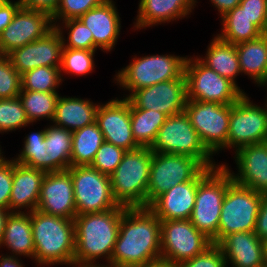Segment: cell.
Listing matches in <instances>:
<instances>
[{"instance_id":"cell-14","label":"cell","mask_w":267,"mask_h":267,"mask_svg":"<svg viewBox=\"0 0 267 267\" xmlns=\"http://www.w3.org/2000/svg\"><path fill=\"white\" fill-rule=\"evenodd\" d=\"M267 142V104H253L246 93L231 107L227 148Z\"/></svg>"},{"instance_id":"cell-16","label":"cell","mask_w":267,"mask_h":267,"mask_svg":"<svg viewBox=\"0 0 267 267\" xmlns=\"http://www.w3.org/2000/svg\"><path fill=\"white\" fill-rule=\"evenodd\" d=\"M54 28L49 13L21 7L11 23L0 33V55L43 38Z\"/></svg>"},{"instance_id":"cell-57","label":"cell","mask_w":267,"mask_h":267,"mask_svg":"<svg viewBox=\"0 0 267 267\" xmlns=\"http://www.w3.org/2000/svg\"><path fill=\"white\" fill-rule=\"evenodd\" d=\"M265 33L267 34V23H266Z\"/></svg>"},{"instance_id":"cell-45","label":"cell","mask_w":267,"mask_h":267,"mask_svg":"<svg viewBox=\"0 0 267 267\" xmlns=\"http://www.w3.org/2000/svg\"><path fill=\"white\" fill-rule=\"evenodd\" d=\"M0 160V208L9 209V201L13 182V159Z\"/></svg>"},{"instance_id":"cell-54","label":"cell","mask_w":267,"mask_h":267,"mask_svg":"<svg viewBox=\"0 0 267 267\" xmlns=\"http://www.w3.org/2000/svg\"><path fill=\"white\" fill-rule=\"evenodd\" d=\"M263 86L267 87V69H266V72H265L264 79L262 80V87Z\"/></svg>"},{"instance_id":"cell-46","label":"cell","mask_w":267,"mask_h":267,"mask_svg":"<svg viewBox=\"0 0 267 267\" xmlns=\"http://www.w3.org/2000/svg\"><path fill=\"white\" fill-rule=\"evenodd\" d=\"M254 233L263 242H267V193L262 195V201L259 208Z\"/></svg>"},{"instance_id":"cell-23","label":"cell","mask_w":267,"mask_h":267,"mask_svg":"<svg viewBox=\"0 0 267 267\" xmlns=\"http://www.w3.org/2000/svg\"><path fill=\"white\" fill-rule=\"evenodd\" d=\"M114 3L106 0L78 18L92 32L94 45L105 52L113 49L120 35L121 18Z\"/></svg>"},{"instance_id":"cell-49","label":"cell","mask_w":267,"mask_h":267,"mask_svg":"<svg viewBox=\"0 0 267 267\" xmlns=\"http://www.w3.org/2000/svg\"><path fill=\"white\" fill-rule=\"evenodd\" d=\"M214 4V7L218 10L221 17L232 10L234 7L238 6L241 0H210Z\"/></svg>"},{"instance_id":"cell-25","label":"cell","mask_w":267,"mask_h":267,"mask_svg":"<svg viewBox=\"0 0 267 267\" xmlns=\"http://www.w3.org/2000/svg\"><path fill=\"white\" fill-rule=\"evenodd\" d=\"M197 0H140L135 29L182 19L192 12Z\"/></svg>"},{"instance_id":"cell-37","label":"cell","mask_w":267,"mask_h":267,"mask_svg":"<svg viewBox=\"0 0 267 267\" xmlns=\"http://www.w3.org/2000/svg\"><path fill=\"white\" fill-rule=\"evenodd\" d=\"M96 50L72 49L63 47L60 73L71 75H87L94 69V54Z\"/></svg>"},{"instance_id":"cell-36","label":"cell","mask_w":267,"mask_h":267,"mask_svg":"<svg viewBox=\"0 0 267 267\" xmlns=\"http://www.w3.org/2000/svg\"><path fill=\"white\" fill-rule=\"evenodd\" d=\"M46 128L31 132L30 135L25 137L24 147L14 161L28 167L40 169L46 172Z\"/></svg>"},{"instance_id":"cell-9","label":"cell","mask_w":267,"mask_h":267,"mask_svg":"<svg viewBox=\"0 0 267 267\" xmlns=\"http://www.w3.org/2000/svg\"><path fill=\"white\" fill-rule=\"evenodd\" d=\"M187 100L210 101L224 105L237 102L245 93L232 81L204 65L196 56L186 59Z\"/></svg>"},{"instance_id":"cell-24","label":"cell","mask_w":267,"mask_h":267,"mask_svg":"<svg viewBox=\"0 0 267 267\" xmlns=\"http://www.w3.org/2000/svg\"><path fill=\"white\" fill-rule=\"evenodd\" d=\"M46 172L17 163L13 159V182L9 201L10 212H32L38 208L42 181ZM19 209V210H18Z\"/></svg>"},{"instance_id":"cell-28","label":"cell","mask_w":267,"mask_h":267,"mask_svg":"<svg viewBox=\"0 0 267 267\" xmlns=\"http://www.w3.org/2000/svg\"><path fill=\"white\" fill-rule=\"evenodd\" d=\"M199 57V60L207 67L213 69L220 76L236 84V77L241 73L238 53L236 46L232 43L223 41L217 35L210 42L206 57Z\"/></svg>"},{"instance_id":"cell-3","label":"cell","mask_w":267,"mask_h":267,"mask_svg":"<svg viewBox=\"0 0 267 267\" xmlns=\"http://www.w3.org/2000/svg\"><path fill=\"white\" fill-rule=\"evenodd\" d=\"M32 235L37 265H69L75 254L74 219L31 212Z\"/></svg>"},{"instance_id":"cell-55","label":"cell","mask_w":267,"mask_h":267,"mask_svg":"<svg viewBox=\"0 0 267 267\" xmlns=\"http://www.w3.org/2000/svg\"><path fill=\"white\" fill-rule=\"evenodd\" d=\"M1 146V145H0ZM2 150H1V148H0V160H2L4 157H3V155H2Z\"/></svg>"},{"instance_id":"cell-34","label":"cell","mask_w":267,"mask_h":267,"mask_svg":"<svg viewBox=\"0 0 267 267\" xmlns=\"http://www.w3.org/2000/svg\"><path fill=\"white\" fill-rule=\"evenodd\" d=\"M59 96L58 92L39 91H21L19 94L30 123L45 118L52 121Z\"/></svg>"},{"instance_id":"cell-10","label":"cell","mask_w":267,"mask_h":267,"mask_svg":"<svg viewBox=\"0 0 267 267\" xmlns=\"http://www.w3.org/2000/svg\"><path fill=\"white\" fill-rule=\"evenodd\" d=\"M77 215L117 208L111 190V178L90 165L70 166Z\"/></svg>"},{"instance_id":"cell-35","label":"cell","mask_w":267,"mask_h":267,"mask_svg":"<svg viewBox=\"0 0 267 267\" xmlns=\"http://www.w3.org/2000/svg\"><path fill=\"white\" fill-rule=\"evenodd\" d=\"M62 77L58 67L34 68L21 75L22 91L57 92Z\"/></svg>"},{"instance_id":"cell-32","label":"cell","mask_w":267,"mask_h":267,"mask_svg":"<svg viewBox=\"0 0 267 267\" xmlns=\"http://www.w3.org/2000/svg\"><path fill=\"white\" fill-rule=\"evenodd\" d=\"M97 122L72 132L71 166L91 165L104 142Z\"/></svg>"},{"instance_id":"cell-20","label":"cell","mask_w":267,"mask_h":267,"mask_svg":"<svg viewBox=\"0 0 267 267\" xmlns=\"http://www.w3.org/2000/svg\"><path fill=\"white\" fill-rule=\"evenodd\" d=\"M238 173L232 172L233 181L259 193H267V142L246 145L235 151ZM232 172V173H231Z\"/></svg>"},{"instance_id":"cell-53","label":"cell","mask_w":267,"mask_h":267,"mask_svg":"<svg viewBox=\"0 0 267 267\" xmlns=\"http://www.w3.org/2000/svg\"><path fill=\"white\" fill-rule=\"evenodd\" d=\"M134 267H177V265L171 264L169 262L166 261H157L151 264H147V265H141V266H134Z\"/></svg>"},{"instance_id":"cell-7","label":"cell","mask_w":267,"mask_h":267,"mask_svg":"<svg viewBox=\"0 0 267 267\" xmlns=\"http://www.w3.org/2000/svg\"><path fill=\"white\" fill-rule=\"evenodd\" d=\"M186 59L187 56L170 54L134 57L129 65L116 73L114 81L131 94L163 81L180 78L185 71Z\"/></svg>"},{"instance_id":"cell-18","label":"cell","mask_w":267,"mask_h":267,"mask_svg":"<svg viewBox=\"0 0 267 267\" xmlns=\"http://www.w3.org/2000/svg\"><path fill=\"white\" fill-rule=\"evenodd\" d=\"M96 122L105 142L131 151L141 147L134 139L131 129L130 103L126 98L113 99L100 104Z\"/></svg>"},{"instance_id":"cell-2","label":"cell","mask_w":267,"mask_h":267,"mask_svg":"<svg viewBox=\"0 0 267 267\" xmlns=\"http://www.w3.org/2000/svg\"><path fill=\"white\" fill-rule=\"evenodd\" d=\"M124 206L104 212L76 215L74 260L82 263H97L105 257L111 261L118 237Z\"/></svg>"},{"instance_id":"cell-22","label":"cell","mask_w":267,"mask_h":267,"mask_svg":"<svg viewBox=\"0 0 267 267\" xmlns=\"http://www.w3.org/2000/svg\"><path fill=\"white\" fill-rule=\"evenodd\" d=\"M198 175L159 195L148 208L160 221L190 219L195 205Z\"/></svg>"},{"instance_id":"cell-47","label":"cell","mask_w":267,"mask_h":267,"mask_svg":"<svg viewBox=\"0 0 267 267\" xmlns=\"http://www.w3.org/2000/svg\"><path fill=\"white\" fill-rule=\"evenodd\" d=\"M21 8L20 1H6L0 6V33L7 28L17 11Z\"/></svg>"},{"instance_id":"cell-38","label":"cell","mask_w":267,"mask_h":267,"mask_svg":"<svg viewBox=\"0 0 267 267\" xmlns=\"http://www.w3.org/2000/svg\"><path fill=\"white\" fill-rule=\"evenodd\" d=\"M30 124L18 97L0 99V133L18 130Z\"/></svg>"},{"instance_id":"cell-19","label":"cell","mask_w":267,"mask_h":267,"mask_svg":"<svg viewBox=\"0 0 267 267\" xmlns=\"http://www.w3.org/2000/svg\"><path fill=\"white\" fill-rule=\"evenodd\" d=\"M37 210L47 215L75 218L77 211L73 181L68 170L45 174Z\"/></svg>"},{"instance_id":"cell-40","label":"cell","mask_w":267,"mask_h":267,"mask_svg":"<svg viewBox=\"0 0 267 267\" xmlns=\"http://www.w3.org/2000/svg\"><path fill=\"white\" fill-rule=\"evenodd\" d=\"M21 91V74L6 55H0V99L18 97Z\"/></svg>"},{"instance_id":"cell-31","label":"cell","mask_w":267,"mask_h":267,"mask_svg":"<svg viewBox=\"0 0 267 267\" xmlns=\"http://www.w3.org/2000/svg\"><path fill=\"white\" fill-rule=\"evenodd\" d=\"M221 20L223 29L217 36L234 45L256 39L263 34L239 5L226 12Z\"/></svg>"},{"instance_id":"cell-52","label":"cell","mask_w":267,"mask_h":267,"mask_svg":"<svg viewBox=\"0 0 267 267\" xmlns=\"http://www.w3.org/2000/svg\"><path fill=\"white\" fill-rule=\"evenodd\" d=\"M70 266L72 265L73 267L78 266V267H111L109 264H99L98 263H82V262H77V261H73L71 264H69Z\"/></svg>"},{"instance_id":"cell-39","label":"cell","mask_w":267,"mask_h":267,"mask_svg":"<svg viewBox=\"0 0 267 267\" xmlns=\"http://www.w3.org/2000/svg\"><path fill=\"white\" fill-rule=\"evenodd\" d=\"M56 25V29L61 33L63 38V47L72 49H87V50H97L94 45L92 32L86 25H84L79 19H68L62 22L60 26ZM66 27L68 32V40L66 42V37L63 35V29ZM67 43V44H66Z\"/></svg>"},{"instance_id":"cell-21","label":"cell","mask_w":267,"mask_h":267,"mask_svg":"<svg viewBox=\"0 0 267 267\" xmlns=\"http://www.w3.org/2000/svg\"><path fill=\"white\" fill-rule=\"evenodd\" d=\"M218 245L231 267H267L266 243L254 232L231 233Z\"/></svg>"},{"instance_id":"cell-43","label":"cell","mask_w":267,"mask_h":267,"mask_svg":"<svg viewBox=\"0 0 267 267\" xmlns=\"http://www.w3.org/2000/svg\"><path fill=\"white\" fill-rule=\"evenodd\" d=\"M177 267H228L224 254L218 244H212L204 252L185 260Z\"/></svg>"},{"instance_id":"cell-30","label":"cell","mask_w":267,"mask_h":267,"mask_svg":"<svg viewBox=\"0 0 267 267\" xmlns=\"http://www.w3.org/2000/svg\"><path fill=\"white\" fill-rule=\"evenodd\" d=\"M46 173L71 166L72 131L55 125L46 127Z\"/></svg>"},{"instance_id":"cell-44","label":"cell","mask_w":267,"mask_h":267,"mask_svg":"<svg viewBox=\"0 0 267 267\" xmlns=\"http://www.w3.org/2000/svg\"><path fill=\"white\" fill-rule=\"evenodd\" d=\"M239 6L263 33L267 23V0H241Z\"/></svg>"},{"instance_id":"cell-29","label":"cell","mask_w":267,"mask_h":267,"mask_svg":"<svg viewBox=\"0 0 267 267\" xmlns=\"http://www.w3.org/2000/svg\"><path fill=\"white\" fill-rule=\"evenodd\" d=\"M235 46L241 74L248 75L251 80H254L255 84L262 86V80L267 69V34L263 33L256 39Z\"/></svg>"},{"instance_id":"cell-6","label":"cell","mask_w":267,"mask_h":267,"mask_svg":"<svg viewBox=\"0 0 267 267\" xmlns=\"http://www.w3.org/2000/svg\"><path fill=\"white\" fill-rule=\"evenodd\" d=\"M149 148L156 153H171L196 158L205 168L218 166L212 160L213 154L202 143L185 111L167 117Z\"/></svg>"},{"instance_id":"cell-50","label":"cell","mask_w":267,"mask_h":267,"mask_svg":"<svg viewBox=\"0 0 267 267\" xmlns=\"http://www.w3.org/2000/svg\"><path fill=\"white\" fill-rule=\"evenodd\" d=\"M0 267H23L18 257L0 255Z\"/></svg>"},{"instance_id":"cell-27","label":"cell","mask_w":267,"mask_h":267,"mask_svg":"<svg viewBox=\"0 0 267 267\" xmlns=\"http://www.w3.org/2000/svg\"><path fill=\"white\" fill-rule=\"evenodd\" d=\"M1 246L11 250L10 256L34 257L31 212H11L6 220ZM13 254V255H12Z\"/></svg>"},{"instance_id":"cell-8","label":"cell","mask_w":267,"mask_h":267,"mask_svg":"<svg viewBox=\"0 0 267 267\" xmlns=\"http://www.w3.org/2000/svg\"><path fill=\"white\" fill-rule=\"evenodd\" d=\"M262 193L236 184L228 186L218 226V244L229 234L254 232Z\"/></svg>"},{"instance_id":"cell-15","label":"cell","mask_w":267,"mask_h":267,"mask_svg":"<svg viewBox=\"0 0 267 267\" xmlns=\"http://www.w3.org/2000/svg\"><path fill=\"white\" fill-rule=\"evenodd\" d=\"M129 95V96H128ZM130 108L153 110L172 116L184 111L187 103L186 79L163 81L128 94Z\"/></svg>"},{"instance_id":"cell-4","label":"cell","mask_w":267,"mask_h":267,"mask_svg":"<svg viewBox=\"0 0 267 267\" xmlns=\"http://www.w3.org/2000/svg\"><path fill=\"white\" fill-rule=\"evenodd\" d=\"M221 164L215 168H204L198 174L195 205L190 217L194 227L214 244H218L223 199L228 186L233 182L230 171Z\"/></svg>"},{"instance_id":"cell-56","label":"cell","mask_w":267,"mask_h":267,"mask_svg":"<svg viewBox=\"0 0 267 267\" xmlns=\"http://www.w3.org/2000/svg\"><path fill=\"white\" fill-rule=\"evenodd\" d=\"M5 2L6 0H0V6H2Z\"/></svg>"},{"instance_id":"cell-5","label":"cell","mask_w":267,"mask_h":267,"mask_svg":"<svg viewBox=\"0 0 267 267\" xmlns=\"http://www.w3.org/2000/svg\"><path fill=\"white\" fill-rule=\"evenodd\" d=\"M152 161L149 147L126 151L110 175L111 190L118 205L126 208L147 207V189Z\"/></svg>"},{"instance_id":"cell-48","label":"cell","mask_w":267,"mask_h":267,"mask_svg":"<svg viewBox=\"0 0 267 267\" xmlns=\"http://www.w3.org/2000/svg\"><path fill=\"white\" fill-rule=\"evenodd\" d=\"M21 7L30 10L45 11L52 15L60 0H19Z\"/></svg>"},{"instance_id":"cell-17","label":"cell","mask_w":267,"mask_h":267,"mask_svg":"<svg viewBox=\"0 0 267 267\" xmlns=\"http://www.w3.org/2000/svg\"><path fill=\"white\" fill-rule=\"evenodd\" d=\"M62 50V35L54 27L43 38L12 50L6 56L17 72L22 75L41 66L60 68Z\"/></svg>"},{"instance_id":"cell-12","label":"cell","mask_w":267,"mask_h":267,"mask_svg":"<svg viewBox=\"0 0 267 267\" xmlns=\"http://www.w3.org/2000/svg\"><path fill=\"white\" fill-rule=\"evenodd\" d=\"M161 260L174 265L204 252L213 243L190 219L160 221Z\"/></svg>"},{"instance_id":"cell-41","label":"cell","mask_w":267,"mask_h":267,"mask_svg":"<svg viewBox=\"0 0 267 267\" xmlns=\"http://www.w3.org/2000/svg\"><path fill=\"white\" fill-rule=\"evenodd\" d=\"M105 1L106 0H60L55 12L51 15L52 23L55 27L56 24H60V21L78 19L84 13L103 4Z\"/></svg>"},{"instance_id":"cell-26","label":"cell","mask_w":267,"mask_h":267,"mask_svg":"<svg viewBox=\"0 0 267 267\" xmlns=\"http://www.w3.org/2000/svg\"><path fill=\"white\" fill-rule=\"evenodd\" d=\"M99 105L88 99L59 96L52 122L73 132L96 122Z\"/></svg>"},{"instance_id":"cell-11","label":"cell","mask_w":267,"mask_h":267,"mask_svg":"<svg viewBox=\"0 0 267 267\" xmlns=\"http://www.w3.org/2000/svg\"><path fill=\"white\" fill-rule=\"evenodd\" d=\"M231 107L232 104L187 100L184 111L212 154L227 149Z\"/></svg>"},{"instance_id":"cell-1","label":"cell","mask_w":267,"mask_h":267,"mask_svg":"<svg viewBox=\"0 0 267 267\" xmlns=\"http://www.w3.org/2000/svg\"><path fill=\"white\" fill-rule=\"evenodd\" d=\"M160 260V220L148 207H125L109 265L134 267Z\"/></svg>"},{"instance_id":"cell-13","label":"cell","mask_w":267,"mask_h":267,"mask_svg":"<svg viewBox=\"0 0 267 267\" xmlns=\"http://www.w3.org/2000/svg\"><path fill=\"white\" fill-rule=\"evenodd\" d=\"M204 168L196 158L152 151L147 207L170 188L183 182L192 181Z\"/></svg>"},{"instance_id":"cell-51","label":"cell","mask_w":267,"mask_h":267,"mask_svg":"<svg viewBox=\"0 0 267 267\" xmlns=\"http://www.w3.org/2000/svg\"><path fill=\"white\" fill-rule=\"evenodd\" d=\"M10 213L9 209L0 208V244L5 229V223Z\"/></svg>"},{"instance_id":"cell-33","label":"cell","mask_w":267,"mask_h":267,"mask_svg":"<svg viewBox=\"0 0 267 267\" xmlns=\"http://www.w3.org/2000/svg\"><path fill=\"white\" fill-rule=\"evenodd\" d=\"M167 117L166 114L152 109L130 108L131 129L135 141L141 147H150Z\"/></svg>"},{"instance_id":"cell-42","label":"cell","mask_w":267,"mask_h":267,"mask_svg":"<svg viewBox=\"0 0 267 267\" xmlns=\"http://www.w3.org/2000/svg\"><path fill=\"white\" fill-rule=\"evenodd\" d=\"M125 152L123 148L104 141L90 166L110 176L121 162Z\"/></svg>"}]
</instances>
